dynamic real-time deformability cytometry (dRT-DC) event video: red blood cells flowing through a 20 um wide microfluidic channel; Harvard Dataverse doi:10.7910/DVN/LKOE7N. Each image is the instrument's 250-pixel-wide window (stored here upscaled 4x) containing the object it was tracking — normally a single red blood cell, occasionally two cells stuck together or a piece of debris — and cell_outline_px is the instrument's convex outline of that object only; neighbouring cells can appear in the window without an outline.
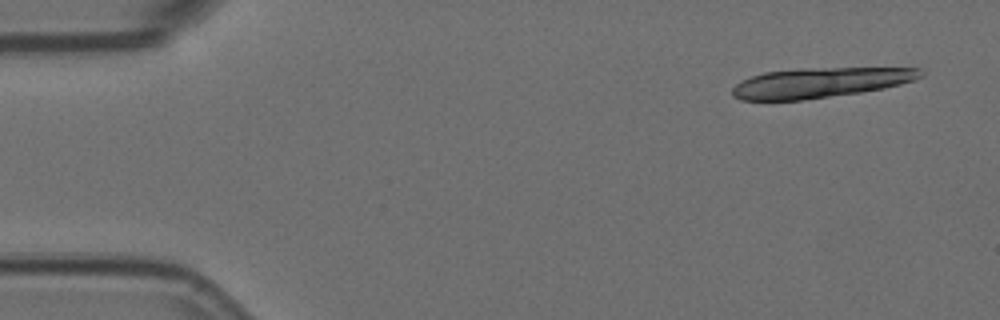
{"species": "Egyptian fruit bat (a non-hibernating species)", "species_latin": "Rousettus aegyptiacus", "temperature_condition": "room temperature", "stored_images_in_passage": 4, "camera_frame_rate_fps": 3000, "um_per_image_px": 0.085, "animal": {"sex": "female"}, "frame": {"image": 1, "passage_image": 1, "time_ms": 0.0, "image_size_px": [1000, 320], "cell_outline_px": [[924, 76], [900, 84], [884, 88], [860, 92], [800, 100], [740, 100], [732, 96], [732, 88], [740, 80], [764, 72], [804, 68], [920, 68], [924, 72]], "centroid_in_image_um": [69.68, 7.02], "position_along_channel_um": 15.3, "area_um2": 32.77}}